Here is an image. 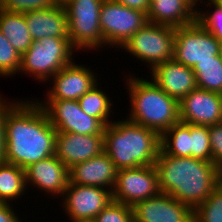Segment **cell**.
<instances>
[{"label":"cell","instance_id":"obj_20","mask_svg":"<svg viewBox=\"0 0 222 222\" xmlns=\"http://www.w3.org/2000/svg\"><path fill=\"white\" fill-rule=\"evenodd\" d=\"M25 21L33 41L45 37L69 38L68 17L62 2L54 7L25 12Z\"/></svg>","mask_w":222,"mask_h":222},{"label":"cell","instance_id":"obj_5","mask_svg":"<svg viewBox=\"0 0 222 222\" xmlns=\"http://www.w3.org/2000/svg\"><path fill=\"white\" fill-rule=\"evenodd\" d=\"M77 50L69 38L45 37L33 41L21 56L19 73L33 76L40 83L48 81L64 66L72 63Z\"/></svg>","mask_w":222,"mask_h":222},{"label":"cell","instance_id":"obj_3","mask_svg":"<svg viewBox=\"0 0 222 222\" xmlns=\"http://www.w3.org/2000/svg\"><path fill=\"white\" fill-rule=\"evenodd\" d=\"M104 152L115 167L137 168L154 165L161 150V135L124 117L104 129Z\"/></svg>","mask_w":222,"mask_h":222},{"label":"cell","instance_id":"obj_41","mask_svg":"<svg viewBox=\"0 0 222 222\" xmlns=\"http://www.w3.org/2000/svg\"><path fill=\"white\" fill-rule=\"evenodd\" d=\"M2 4H3V0H0V7L2 6Z\"/></svg>","mask_w":222,"mask_h":222},{"label":"cell","instance_id":"obj_1","mask_svg":"<svg viewBox=\"0 0 222 222\" xmlns=\"http://www.w3.org/2000/svg\"><path fill=\"white\" fill-rule=\"evenodd\" d=\"M4 124L6 163L25 169L55 155L57 131L37 99H14L6 108Z\"/></svg>","mask_w":222,"mask_h":222},{"label":"cell","instance_id":"obj_25","mask_svg":"<svg viewBox=\"0 0 222 222\" xmlns=\"http://www.w3.org/2000/svg\"><path fill=\"white\" fill-rule=\"evenodd\" d=\"M190 124L179 121L161 135V149L170 156L189 157Z\"/></svg>","mask_w":222,"mask_h":222},{"label":"cell","instance_id":"obj_36","mask_svg":"<svg viewBox=\"0 0 222 222\" xmlns=\"http://www.w3.org/2000/svg\"><path fill=\"white\" fill-rule=\"evenodd\" d=\"M131 9L144 12L146 15L150 7V0H114Z\"/></svg>","mask_w":222,"mask_h":222},{"label":"cell","instance_id":"obj_21","mask_svg":"<svg viewBox=\"0 0 222 222\" xmlns=\"http://www.w3.org/2000/svg\"><path fill=\"white\" fill-rule=\"evenodd\" d=\"M194 0H150L147 21L178 28L196 22Z\"/></svg>","mask_w":222,"mask_h":222},{"label":"cell","instance_id":"obj_6","mask_svg":"<svg viewBox=\"0 0 222 222\" xmlns=\"http://www.w3.org/2000/svg\"><path fill=\"white\" fill-rule=\"evenodd\" d=\"M104 0H63L68 17L69 39L79 52H91L102 48L100 10Z\"/></svg>","mask_w":222,"mask_h":222},{"label":"cell","instance_id":"obj_24","mask_svg":"<svg viewBox=\"0 0 222 222\" xmlns=\"http://www.w3.org/2000/svg\"><path fill=\"white\" fill-rule=\"evenodd\" d=\"M100 87L101 85L99 86L98 83L90 91L86 92L78 102L84 113L99 119L107 126L113 122V120H110V118L113 119L110 115L114 113L112 112V100H110L112 98L107 96V92Z\"/></svg>","mask_w":222,"mask_h":222},{"label":"cell","instance_id":"obj_9","mask_svg":"<svg viewBox=\"0 0 222 222\" xmlns=\"http://www.w3.org/2000/svg\"><path fill=\"white\" fill-rule=\"evenodd\" d=\"M221 42L197 21L175 28L174 57L180 64L193 68L197 63L216 60Z\"/></svg>","mask_w":222,"mask_h":222},{"label":"cell","instance_id":"obj_19","mask_svg":"<svg viewBox=\"0 0 222 222\" xmlns=\"http://www.w3.org/2000/svg\"><path fill=\"white\" fill-rule=\"evenodd\" d=\"M118 169L103 151L98 156L73 165L69 169V183L97 186L113 190Z\"/></svg>","mask_w":222,"mask_h":222},{"label":"cell","instance_id":"obj_15","mask_svg":"<svg viewBox=\"0 0 222 222\" xmlns=\"http://www.w3.org/2000/svg\"><path fill=\"white\" fill-rule=\"evenodd\" d=\"M132 209L137 222H194V210L165 193L138 202Z\"/></svg>","mask_w":222,"mask_h":222},{"label":"cell","instance_id":"obj_37","mask_svg":"<svg viewBox=\"0 0 222 222\" xmlns=\"http://www.w3.org/2000/svg\"><path fill=\"white\" fill-rule=\"evenodd\" d=\"M203 1L205 2V0H194V2H195V4L197 5V7H201L200 4H201ZM206 1H212V0H206Z\"/></svg>","mask_w":222,"mask_h":222},{"label":"cell","instance_id":"obj_39","mask_svg":"<svg viewBox=\"0 0 222 222\" xmlns=\"http://www.w3.org/2000/svg\"><path fill=\"white\" fill-rule=\"evenodd\" d=\"M220 56H221V59H222V41H221V46H220Z\"/></svg>","mask_w":222,"mask_h":222},{"label":"cell","instance_id":"obj_31","mask_svg":"<svg viewBox=\"0 0 222 222\" xmlns=\"http://www.w3.org/2000/svg\"><path fill=\"white\" fill-rule=\"evenodd\" d=\"M132 219L131 206L113 201L94 218V222H131Z\"/></svg>","mask_w":222,"mask_h":222},{"label":"cell","instance_id":"obj_14","mask_svg":"<svg viewBox=\"0 0 222 222\" xmlns=\"http://www.w3.org/2000/svg\"><path fill=\"white\" fill-rule=\"evenodd\" d=\"M179 120L211 126L222 122V94L196 88L179 102Z\"/></svg>","mask_w":222,"mask_h":222},{"label":"cell","instance_id":"obj_2","mask_svg":"<svg viewBox=\"0 0 222 222\" xmlns=\"http://www.w3.org/2000/svg\"><path fill=\"white\" fill-rule=\"evenodd\" d=\"M154 165L160 192L189 205L193 210L222 182V171L213 162L170 156L162 149Z\"/></svg>","mask_w":222,"mask_h":222},{"label":"cell","instance_id":"obj_10","mask_svg":"<svg viewBox=\"0 0 222 222\" xmlns=\"http://www.w3.org/2000/svg\"><path fill=\"white\" fill-rule=\"evenodd\" d=\"M33 99H38L37 102L57 132L78 133L80 135L104 134L106 126L99 119L84 113L78 101Z\"/></svg>","mask_w":222,"mask_h":222},{"label":"cell","instance_id":"obj_12","mask_svg":"<svg viewBox=\"0 0 222 222\" xmlns=\"http://www.w3.org/2000/svg\"><path fill=\"white\" fill-rule=\"evenodd\" d=\"M62 198V199H61ZM60 203L69 221L94 220L111 202L113 194L109 189L69 183Z\"/></svg>","mask_w":222,"mask_h":222},{"label":"cell","instance_id":"obj_22","mask_svg":"<svg viewBox=\"0 0 222 222\" xmlns=\"http://www.w3.org/2000/svg\"><path fill=\"white\" fill-rule=\"evenodd\" d=\"M0 31L21 56L33 42L25 21V13L11 12L0 8Z\"/></svg>","mask_w":222,"mask_h":222},{"label":"cell","instance_id":"obj_7","mask_svg":"<svg viewBox=\"0 0 222 222\" xmlns=\"http://www.w3.org/2000/svg\"><path fill=\"white\" fill-rule=\"evenodd\" d=\"M175 28L147 22L126 41L121 50L147 64L148 71L174 57Z\"/></svg>","mask_w":222,"mask_h":222},{"label":"cell","instance_id":"obj_40","mask_svg":"<svg viewBox=\"0 0 222 222\" xmlns=\"http://www.w3.org/2000/svg\"><path fill=\"white\" fill-rule=\"evenodd\" d=\"M222 6V0H216Z\"/></svg>","mask_w":222,"mask_h":222},{"label":"cell","instance_id":"obj_33","mask_svg":"<svg viewBox=\"0 0 222 222\" xmlns=\"http://www.w3.org/2000/svg\"><path fill=\"white\" fill-rule=\"evenodd\" d=\"M212 162L222 171V122L208 126Z\"/></svg>","mask_w":222,"mask_h":222},{"label":"cell","instance_id":"obj_32","mask_svg":"<svg viewBox=\"0 0 222 222\" xmlns=\"http://www.w3.org/2000/svg\"><path fill=\"white\" fill-rule=\"evenodd\" d=\"M59 2V0H3L0 8L11 12L25 13L54 7Z\"/></svg>","mask_w":222,"mask_h":222},{"label":"cell","instance_id":"obj_17","mask_svg":"<svg viewBox=\"0 0 222 222\" xmlns=\"http://www.w3.org/2000/svg\"><path fill=\"white\" fill-rule=\"evenodd\" d=\"M104 151V135H80L78 133L57 132L55 155L70 169Z\"/></svg>","mask_w":222,"mask_h":222},{"label":"cell","instance_id":"obj_29","mask_svg":"<svg viewBox=\"0 0 222 222\" xmlns=\"http://www.w3.org/2000/svg\"><path fill=\"white\" fill-rule=\"evenodd\" d=\"M189 157L212 162L208 126L190 124Z\"/></svg>","mask_w":222,"mask_h":222},{"label":"cell","instance_id":"obj_11","mask_svg":"<svg viewBox=\"0 0 222 222\" xmlns=\"http://www.w3.org/2000/svg\"><path fill=\"white\" fill-rule=\"evenodd\" d=\"M155 165L123 168L117 171L112 190L113 201L133 207L136 203L160 194Z\"/></svg>","mask_w":222,"mask_h":222},{"label":"cell","instance_id":"obj_16","mask_svg":"<svg viewBox=\"0 0 222 222\" xmlns=\"http://www.w3.org/2000/svg\"><path fill=\"white\" fill-rule=\"evenodd\" d=\"M25 178L27 189L33 186L48 194V198L50 194L53 199L60 198L69 184V169L53 155L25 168Z\"/></svg>","mask_w":222,"mask_h":222},{"label":"cell","instance_id":"obj_28","mask_svg":"<svg viewBox=\"0 0 222 222\" xmlns=\"http://www.w3.org/2000/svg\"><path fill=\"white\" fill-rule=\"evenodd\" d=\"M203 5L207 8H198L196 11V21L210 32L217 40L222 41V6L216 1H205ZM207 5V6H206ZM202 9V11H201Z\"/></svg>","mask_w":222,"mask_h":222},{"label":"cell","instance_id":"obj_8","mask_svg":"<svg viewBox=\"0 0 222 222\" xmlns=\"http://www.w3.org/2000/svg\"><path fill=\"white\" fill-rule=\"evenodd\" d=\"M147 15L114 0H104L100 10V28L103 48L120 50L133 34L147 23Z\"/></svg>","mask_w":222,"mask_h":222},{"label":"cell","instance_id":"obj_18","mask_svg":"<svg viewBox=\"0 0 222 222\" xmlns=\"http://www.w3.org/2000/svg\"><path fill=\"white\" fill-rule=\"evenodd\" d=\"M149 72L150 79L178 102L197 88L192 68L177 63L174 59L157 65Z\"/></svg>","mask_w":222,"mask_h":222},{"label":"cell","instance_id":"obj_23","mask_svg":"<svg viewBox=\"0 0 222 222\" xmlns=\"http://www.w3.org/2000/svg\"><path fill=\"white\" fill-rule=\"evenodd\" d=\"M25 169L9 163L0 164V203H12L26 195Z\"/></svg>","mask_w":222,"mask_h":222},{"label":"cell","instance_id":"obj_35","mask_svg":"<svg viewBox=\"0 0 222 222\" xmlns=\"http://www.w3.org/2000/svg\"><path fill=\"white\" fill-rule=\"evenodd\" d=\"M12 203H0V222H23Z\"/></svg>","mask_w":222,"mask_h":222},{"label":"cell","instance_id":"obj_4","mask_svg":"<svg viewBox=\"0 0 222 222\" xmlns=\"http://www.w3.org/2000/svg\"><path fill=\"white\" fill-rule=\"evenodd\" d=\"M124 77L130 98L127 120L155 130L160 135L180 121L178 101L166 94L154 81L131 72L128 77Z\"/></svg>","mask_w":222,"mask_h":222},{"label":"cell","instance_id":"obj_13","mask_svg":"<svg viewBox=\"0 0 222 222\" xmlns=\"http://www.w3.org/2000/svg\"><path fill=\"white\" fill-rule=\"evenodd\" d=\"M76 61L64 66L50 80L45 100L78 101L86 92L98 84V74L88 65ZM97 76V77H96ZM51 83V84H50ZM52 86V87H51Z\"/></svg>","mask_w":222,"mask_h":222},{"label":"cell","instance_id":"obj_34","mask_svg":"<svg viewBox=\"0 0 222 222\" xmlns=\"http://www.w3.org/2000/svg\"><path fill=\"white\" fill-rule=\"evenodd\" d=\"M0 94V164L5 162V111L6 108L14 101L10 98L6 100V96L3 98ZM9 100V101H8Z\"/></svg>","mask_w":222,"mask_h":222},{"label":"cell","instance_id":"obj_38","mask_svg":"<svg viewBox=\"0 0 222 222\" xmlns=\"http://www.w3.org/2000/svg\"><path fill=\"white\" fill-rule=\"evenodd\" d=\"M70 222H94V220H84V221H70Z\"/></svg>","mask_w":222,"mask_h":222},{"label":"cell","instance_id":"obj_27","mask_svg":"<svg viewBox=\"0 0 222 222\" xmlns=\"http://www.w3.org/2000/svg\"><path fill=\"white\" fill-rule=\"evenodd\" d=\"M194 222H222V182L194 209Z\"/></svg>","mask_w":222,"mask_h":222},{"label":"cell","instance_id":"obj_26","mask_svg":"<svg viewBox=\"0 0 222 222\" xmlns=\"http://www.w3.org/2000/svg\"><path fill=\"white\" fill-rule=\"evenodd\" d=\"M192 70L195 73L197 87L222 94V59L206 60L197 63Z\"/></svg>","mask_w":222,"mask_h":222},{"label":"cell","instance_id":"obj_30","mask_svg":"<svg viewBox=\"0 0 222 222\" xmlns=\"http://www.w3.org/2000/svg\"><path fill=\"white\" fill-rule=\"evenodd\" d=\"M20 66L21 55L0 31V76L10 78L18 75Z\"/></svg>","mask_w":222,"mask_h":222}]
</instances>
